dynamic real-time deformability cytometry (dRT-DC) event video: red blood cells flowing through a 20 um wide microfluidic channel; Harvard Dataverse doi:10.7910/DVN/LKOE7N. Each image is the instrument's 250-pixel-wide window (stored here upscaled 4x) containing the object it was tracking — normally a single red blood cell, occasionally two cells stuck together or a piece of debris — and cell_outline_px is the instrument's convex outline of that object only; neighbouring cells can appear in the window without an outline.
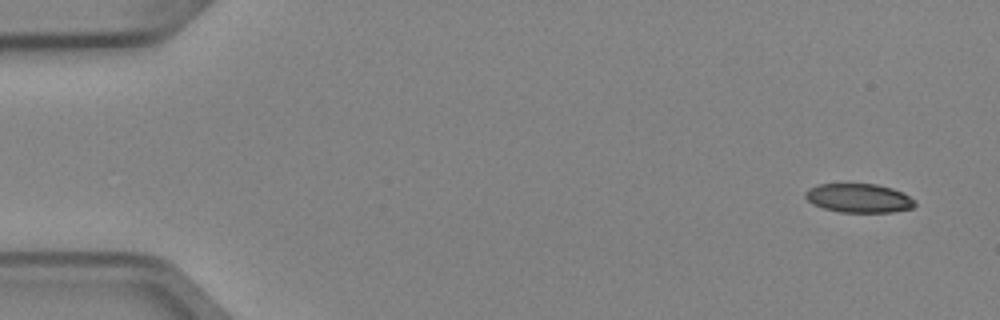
{"species": "Egyptian fruit bat (a non-hibernating species)", "species_latin": "Rousettus aegyptiacus", "temperature_condition": "cold", "stored_images_in_passage": 4, "camera_frame_rate_fps": 3000, "um_per_image_px": 0.085, "animal": {"sex": "female"}, "frame": {"image": 1, "passage_image": 1, "time_ms": 0.0, "image_size_px": [1000, 320], "cell_outline_px": [[916, 204], [912, 208], [892, 212], [840, 212], [824, 208], [812, 204], [804, 196], [804, 192], [808, 188], [820, 184], [876, 184], [892, 188], [916, 200]], "centroid_in_image_um": [72.98, 16.84], "position_along_channel_um": 12.0, "area_um2": 18.44}}
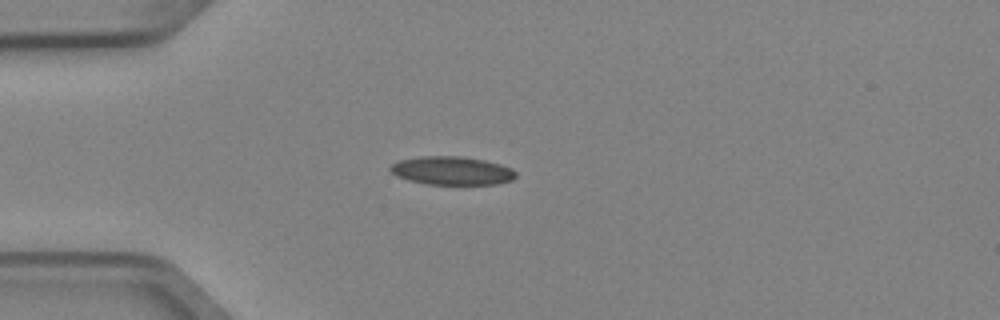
{"frame": {"image": 2, "passage_image": 4, "time_ms": 1.0, "image_size_px": [1000, 320], "cell_outline_px": [[516, 176], [512, 180], [496, 184], [428, 184], [408, 180], [396, 176], [388, 168], [396, 160], [420, 156], [464, 156], [484, 160], [500, 164], [512, 168], [516, 172]], "centroid_in_image_um": [38.39, 14.5], "position_along_channel_um": 46.6, "area_um2": 20.92}}